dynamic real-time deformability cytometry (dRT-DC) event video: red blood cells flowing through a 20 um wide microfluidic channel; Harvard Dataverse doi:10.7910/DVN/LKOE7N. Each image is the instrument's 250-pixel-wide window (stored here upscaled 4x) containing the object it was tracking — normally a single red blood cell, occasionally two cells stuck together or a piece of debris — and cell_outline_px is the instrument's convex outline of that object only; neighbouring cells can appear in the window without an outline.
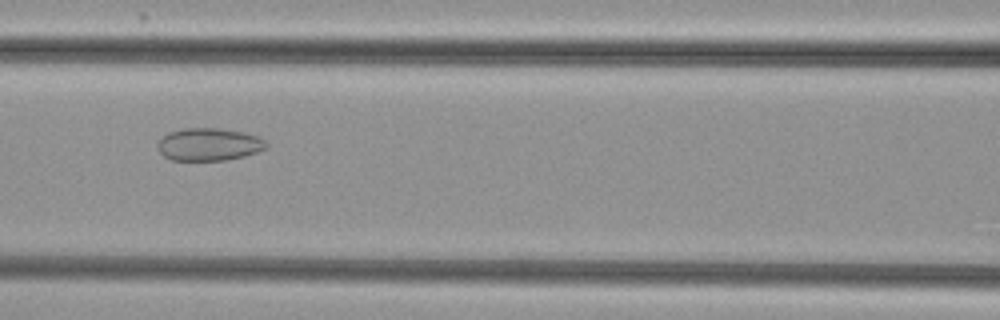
{"species": "common noctule bat (a hibernating species)", "species_latin": "Nyctalus noctula", "temperature_condition": "cold", "stored_images_in_passage": 54, "camera_frame_rate_fps": 3000, "um_per_image_px": 0.085, "animal": {"sex": "female", "body_mass_g": 29.2, "forearm_length_mm": 56.3}, "frame": {"image": 1, "passage_image": 25, "time_ms": 8.0, "image_size_px": [1000, 320], "cell_outline_px": [[268, 148], [244, 156], [224, 160], [172, 160], [164, 156], [156, 148], [160, 140], [168, 132], [184, 128], [220, 128], [244, 132], [260, 136], [268, 144]], "centroid_in_image_um": [17.78, 12.26], "position_along_channel_um": 148.8, "area_um2": 20.75}}
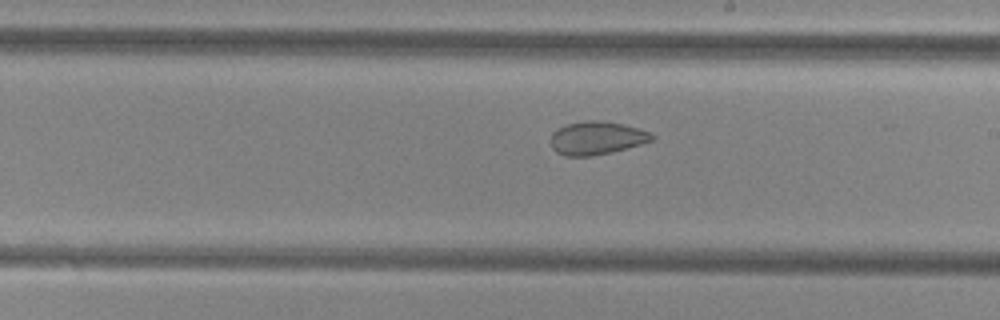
{"frame": {"image": 2, "passage_image": 32, "time_ms": 10.333, "image_size_px": [1000, 320], "cell_outline_px": [[656, 136], [652, 140], [640, 144], [612, 152], [592, 156], [564, 156], [556, 152], [552, 148], [548, 140], [552, 132], [556, 128], [568, 124], [584, 120], [600, 120], [624, 124], [640, 128], [652, 132]], "centroid_in_image_um": [50.69, 11.72], "position_along_channel_um": 238.3, "area_um2": 20.0}}
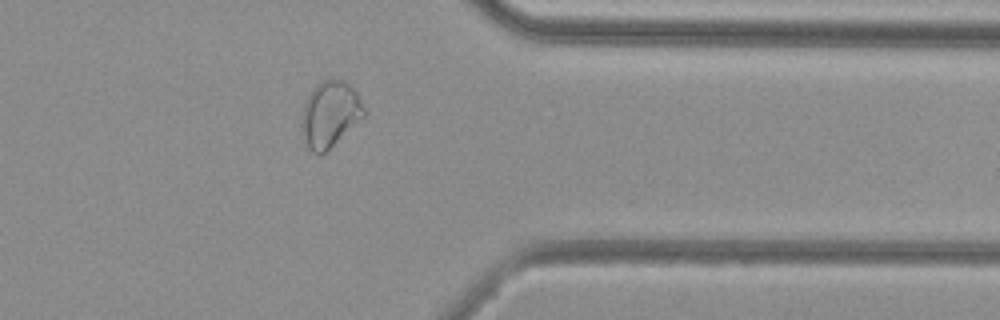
{"frame": {"image": 3, "passage_image": 44, "time_ms": 14.333, "image_size_px": [1000, 320], "cell_outline_px": [[364, 116], [320, 156], [316, 156], [304, 144], [300, 132], [300, 120], [304, 104], [312, 88], [316, 84], [324, 80], [344, 80], [356, 92], [364, 108]], "centroid_in_image_um": [27.97, 9.74], "position_along_channel_um": 383.4, "area_um2": 23.93}}